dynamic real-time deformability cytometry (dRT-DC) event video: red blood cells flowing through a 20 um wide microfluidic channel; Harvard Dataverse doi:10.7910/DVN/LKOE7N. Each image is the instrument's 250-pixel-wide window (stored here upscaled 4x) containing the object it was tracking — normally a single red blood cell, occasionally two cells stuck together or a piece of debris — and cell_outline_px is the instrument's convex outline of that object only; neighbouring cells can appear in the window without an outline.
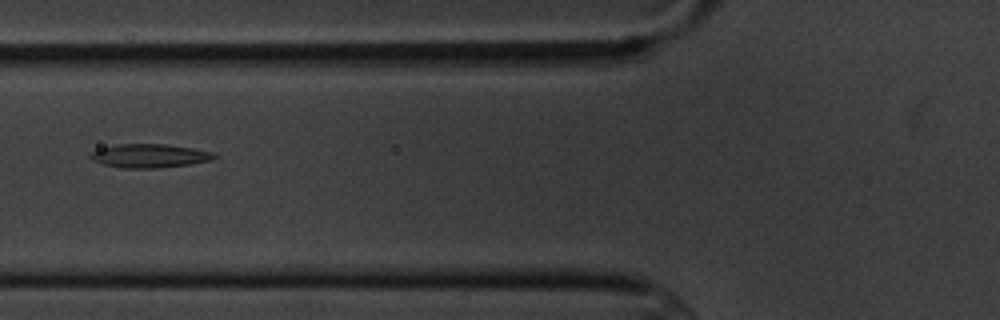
{"species": "common noctule bat (a hibernating species)", "species_latin": "Nyctalus noctula", "temperature_condition": "cold", "stored_images_in_passage": 8, "camera_frame_rate_fps": 3000, "um_per_image_px": 0.085, "animal": {"sex": "male", "body_mass_g": 20.1, "forearm_length_mm": 53.5}, "frame": {"image": 1, "passage_image": 2, "time_ms": 1.333, "image_size_px": [1000, 320], "cell_outline_px": [[216, 156], [212, 160], [188, 164], [156, 168], [120, 168], [104, 164], [92, 160], [88, 156], [92, 152], [100, 148], [116, 144], [164, 144], [192, 148], [212, 152]], "centroid_in_image_um": [12.66, 13.24], "position_along_channel_um": 113.1, "area_um2": 16.94}}
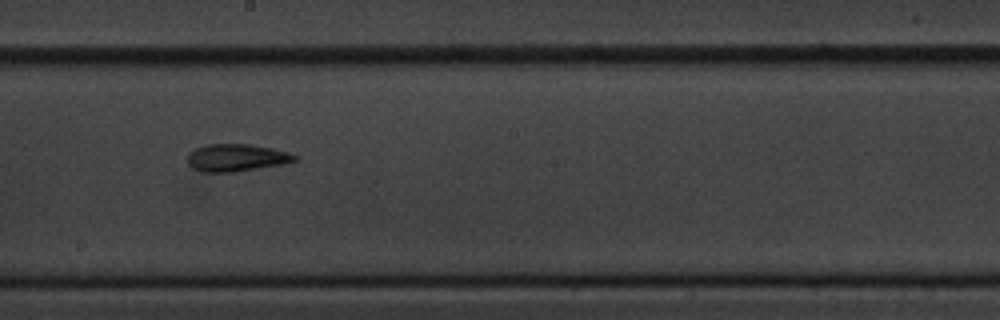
{"frame": {"image": 2, "passage_image": 5, "time_ms": 4.667, "image_size_px": [1000, 320], "cell_outline_px": [[296, 160], [284, 164], [232, 172], [204, 172], [192, 168], [188, 164], [188, 152], [204, 144], [248, 144], [272, 148], [288, 152], [296, 156]], "centroid_in_image_um": [20.06, 13.4], "position_along_channel_um": 228.1, "area_um2": 17.05}}
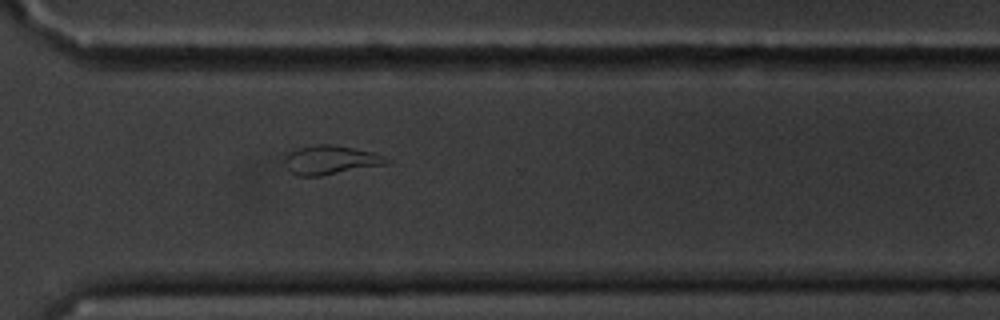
{"frame": {"image": 3, "passage_image": 8, "time_ms": 8.0, "image_size_px": [1000, 320], "cell_outline_px": [[392, 160], [388, 164], [320, 176], [296, 176], [288, 168], [284, 160], [292, 152], [300, 148], [316, 144], [332, 144], [376, 152]], "centroid_in_image_um": [28.18, 13.6], "position_along_channel_um": 342.4, "area_um2": 17.11}}